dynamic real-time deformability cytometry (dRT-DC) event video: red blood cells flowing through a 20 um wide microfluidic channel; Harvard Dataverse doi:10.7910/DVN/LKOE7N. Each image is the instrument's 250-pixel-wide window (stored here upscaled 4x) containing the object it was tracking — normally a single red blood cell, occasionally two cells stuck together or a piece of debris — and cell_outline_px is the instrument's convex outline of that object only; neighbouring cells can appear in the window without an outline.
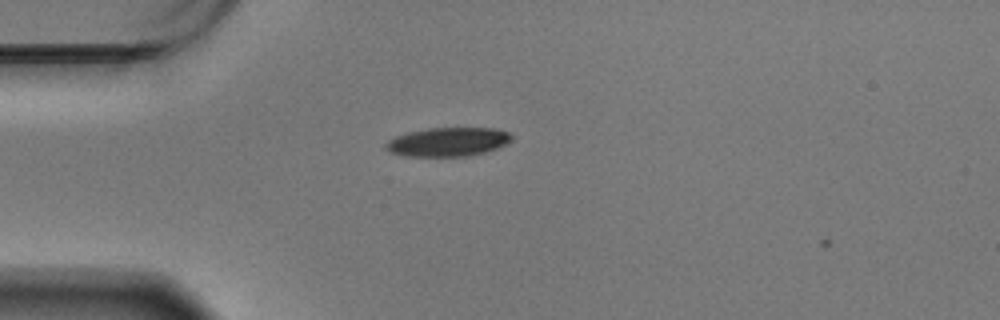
{"species": "Egyptian fruit bat (a non-hibernating species)", "species_latin": "Rousettus aegyptiacus", "temperature_condition": "warm", "stored_images_in_passage": 3, "camera_frame_rate_fps": 3000, "um_per_image_px": 0.085, "animal": {"sex": "male"}, "frame": {"image": 1, "passage_image": 2, "time_ms": 0.333, "image_size_px": [1000, 320], "cell_outline_px": [[512, 140], [508, 144], [484, 152], [468, 156], [404, 156], [388, 152], [384, 148], [384, 144], [388, 140], [396, 136], [408, 132], [428, 128], [492, 128], [508, 132], [512, 136]], "centroid_in_image_um": [38.04, 12.06], "position_along_channel_um": 47.0, "area_um2": 21.27}}